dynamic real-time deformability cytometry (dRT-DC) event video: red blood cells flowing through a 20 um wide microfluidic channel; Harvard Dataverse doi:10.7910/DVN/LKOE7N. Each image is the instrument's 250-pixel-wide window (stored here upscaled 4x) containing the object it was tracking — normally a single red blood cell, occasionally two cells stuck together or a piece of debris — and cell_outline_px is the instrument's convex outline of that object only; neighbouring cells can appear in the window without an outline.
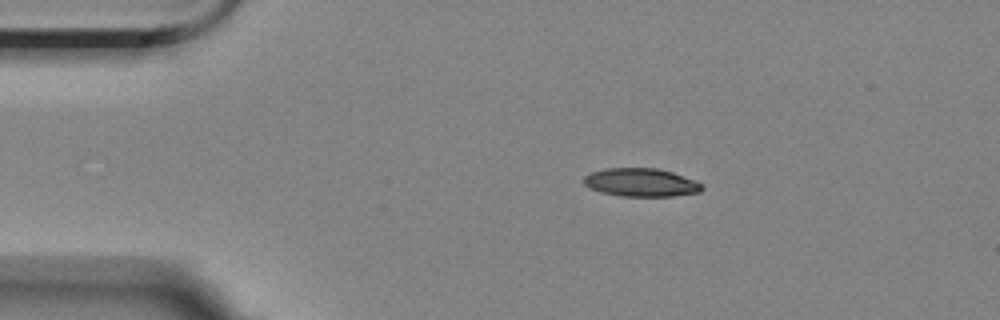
{"species": "Egyptian fruit bat (a non-hibernating species)", "species_latin": "Rousettus aegyptiacus", "temperature_condition": "room temperature", "stored_images_in_passage": 4, "camera_frame_rate_fps": 3000, "um_per_image_px": 0.085, "animal": {"sex": "female"}, "frame": {"image": 1, "passage_image": 2, "time_ms": 1.333, "image_size_px": [1000, 320], "cell_outline_px": [[704, 188], [700, 192], [672, 196], [620, 196], [600, 192], [588, 188], [584, 184], [584, 176], [592, 172], [604, 168], [656, 168], [672, 172], [704, 184]], "centroid_in_image_um": [54.47, 15.51], "position_along_channel_um": 30.5, "area_um2": 19.54}}
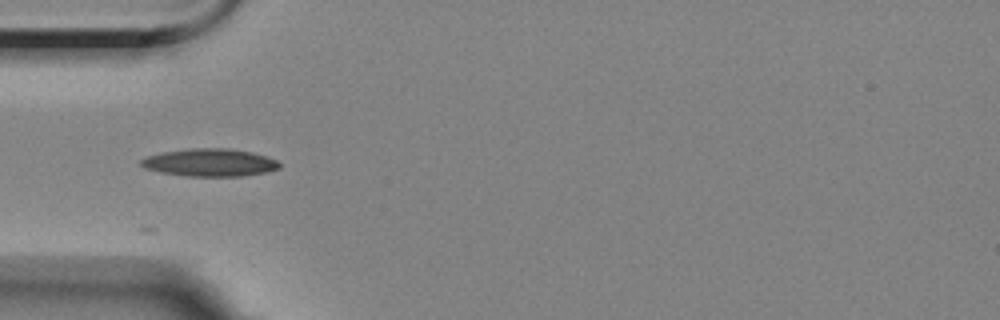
{"frame": {"image": 2, "passage_image": 4, "time_ms": 3.667, "image_size_px": [1000, 320], "cell_outline_px": [[280, 168], [268, 172], [240, 176], [188, 176], [160, 172], [144, 168], [140, 164], [140, 160], [148, 156], [160, 152], [188, 148], [228, 148], [252, 152], [276, 160], [280, 164]], "centroid_in_image_um": [17.82, 13.81], "position_along_channel_um": 67.2, "area_um2": 22.37}}